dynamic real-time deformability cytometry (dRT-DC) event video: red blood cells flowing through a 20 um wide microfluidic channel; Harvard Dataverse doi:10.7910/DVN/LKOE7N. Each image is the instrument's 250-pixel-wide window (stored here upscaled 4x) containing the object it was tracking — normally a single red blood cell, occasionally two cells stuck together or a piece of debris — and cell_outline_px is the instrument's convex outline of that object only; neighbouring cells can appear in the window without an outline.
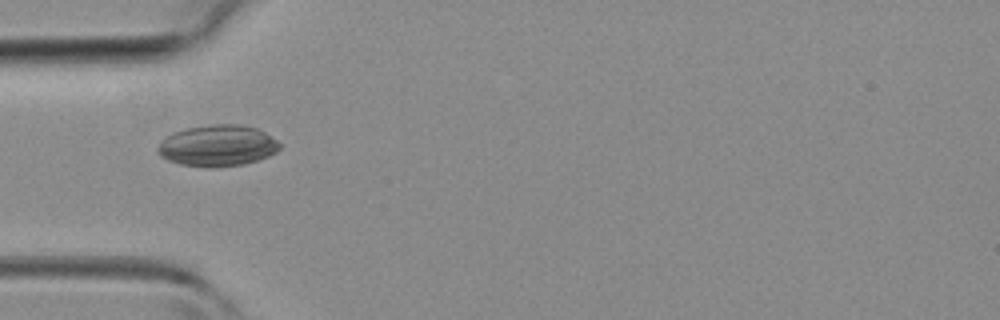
{"species": "common noctule bat (a hibernating species)", "species_latin": "Nyctalus noctula", "temperature_condition": "room temperature", "stored_images_in_passage": 34, "camera_frame_rate_fps": 3000, "um_per_image_px": 0.085, "animal": {"sex": "female", "body_mass_g": 19.3, "forearm_length_mm": 54.1}, "frame": {"image": 1, "passage_image": 4, "time_ms": 1.0, "image_size_px": [1000, 320], "cell_outline_px": [[280, 148], [276, 152], [268, 156], [244, 164], [212, 168], [208, 168], [180, 164], [168, 160], [160, 156], [156, 152], [156, 148], [160, 140], [172, 132], [188, 128], [212, 124], [240, 124], [256, 128], [264, 132], [276, 140], [280, 144]], "centroid_in_image_um": [18.44, 12.38], "position_along_channel_um": 66.6, "area_um2": 29.54}}
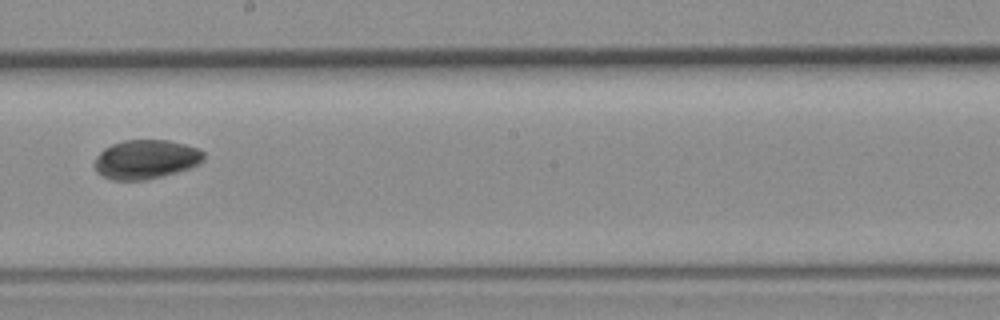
{"frame": {"image": 2, "passage_image": 15, "time_ms": 4.667, "image_size_px": [1000, 320], "cell_outline_px": [[204, 160], [200, 164], [176, 172], [144, 180], [112, 180], [96, 172], [96, 156], [104, 148], [112, 144], [124, 140], [168, 140], [200, 148], [204, 152]], "centroid_in_image_um": [12.42, 13.53], "position_along_channel_um": 235.8, "area_um2": 24.8}}
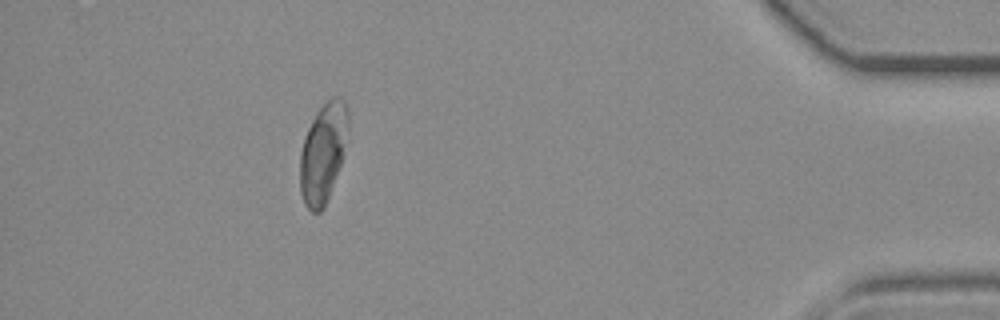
{"frame": {"image": 3, "passage_image": 30, "time_ms": 9.667, "image_size_px": [1000, 320], "cell_outline_px": [[348, 140], [340, 164], [324, 208], [320, 212], [312, 212], [304, 204], [300, 192], [300, 152], [308, 128], [316, 112], [332, 96], [340, 96], [344, 100], [348, 108]], "centroid_in_image_um": [27.47, 12.97], "position_along_channel_um": 407.7, "area_um2": 27.92}}